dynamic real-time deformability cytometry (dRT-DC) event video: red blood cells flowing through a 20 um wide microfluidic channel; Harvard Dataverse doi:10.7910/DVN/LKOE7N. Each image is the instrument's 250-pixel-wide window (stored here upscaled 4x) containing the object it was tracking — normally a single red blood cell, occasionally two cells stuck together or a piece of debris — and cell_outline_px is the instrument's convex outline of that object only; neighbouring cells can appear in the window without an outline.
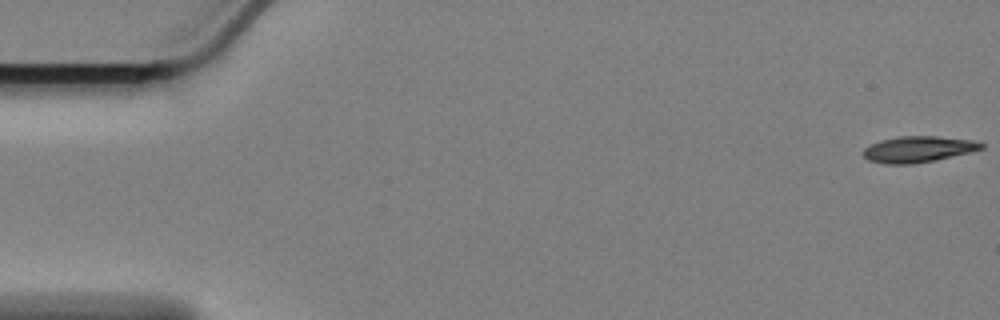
{"species": "Egyptian fruit bat (a non-hibernating species)", "species_latin": "Rousettus aegyptiacus", "temperature_condition": "cold", "stored_images_in_passage": 58, "camera_frame_rate_fps": 3000, "um_per_image_px": 0.085, "animal": {"sex": "female"}, "frame": {"image": 1, "passage_image": 1, "time_ms": 0.0, "image_size_px": [1000, 320], "cell_outline_px": [[984, 148], [936, 160], [912, 164], [884, 164], [868, 160], [864, 156], [864, 148], [880, 140], [900, 136], [936, 136], [972, 140], [984, 144]], "centroid_in_image_um": [78.02, 12.69], "position_along_channel_um": 7.0, "area_um2": 17.8}}
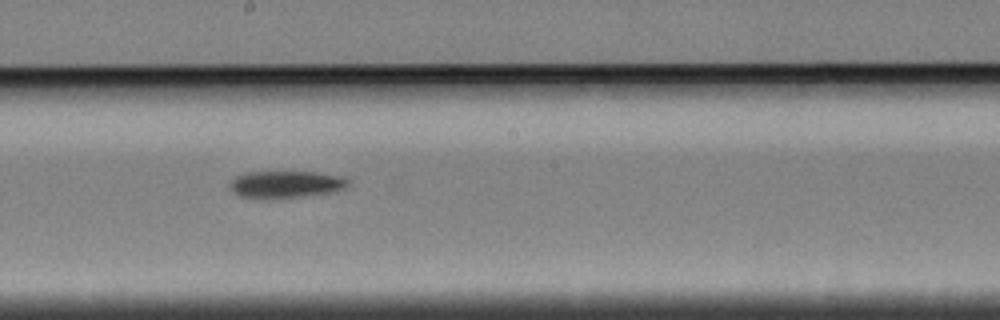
{"frame": {"image": 2, "passage_image": 32, "time_ms": 10.333, "image_size_px": [1000, 320], "cell_outline_px": [[348, 184], [344, 188], [336, 192], [300, 196], [260, 200], [240, 196], [232, 192], [232, 180], [236, 176], [248, 172], [316, 172], [344, 176], [348, 180]], "centroid_in_image_um": [24.31, 15.68], "position_along_channel_um": 223.9, "area_um2": 18.79}}
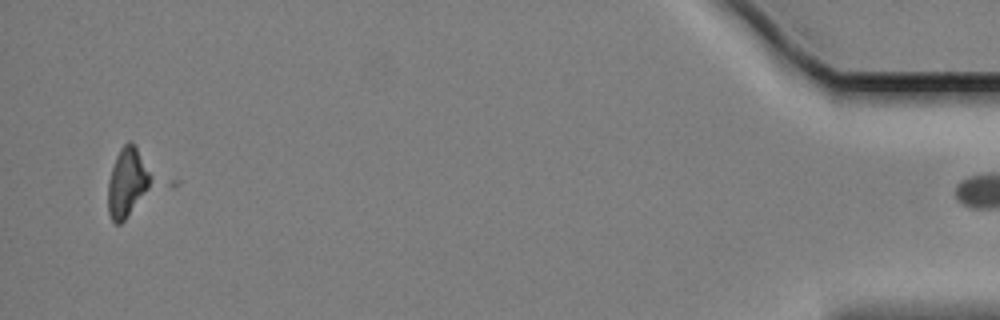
{"frame": {"image": 3, "passage_image": 57, "time_ms": 18.667, "image_size_px": [1000, 320], "cell_outline_px": [[160, 180], [124, 220], [120, 224], [116, 224], [112, 220], [108, 212], [108, 180], [116, 156], [120, 148], [128, 140], [132, 140]], "centroid_in_image_um": [10.95, 15.46], "position_along_channel_um": 424.2, "area_um2": 18.73}}